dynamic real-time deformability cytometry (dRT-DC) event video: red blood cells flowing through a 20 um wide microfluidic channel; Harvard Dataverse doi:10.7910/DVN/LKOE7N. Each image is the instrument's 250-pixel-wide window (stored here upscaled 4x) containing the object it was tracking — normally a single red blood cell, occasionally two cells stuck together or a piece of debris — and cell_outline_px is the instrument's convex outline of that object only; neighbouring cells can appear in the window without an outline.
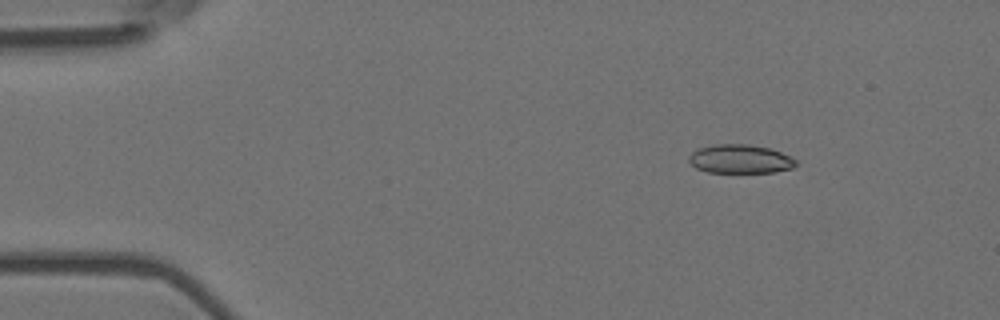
{"species": "Egyptian fruit bat (a non-hibernating species)", "species_latin": "Rousettus aegyptiacus", "temperature_condition": "room temperature", "stored_images_in_passage": 48, "camera_frame_rate_fps": 3000, "um_per_image_px": 0.085, "animal": {"sex": "female"}, "frame": {"image": 1, "passage_image": 1, "time_ms": 0.0, "image_size_px": [1000, 320], "cell_outline_px": [[796, 164], [792, 168], [776, 172], [708, 172], [696, 168], [688, 160], [688, 156], [692, 152], [700, 148], [716, 144], [748, 144], [768, 148], [780, 152], [796, 160]], "centroid_in_image_um": [62.89, 13.52], "position_along_channel_um": 22.1, "area_um2": 17.74}}
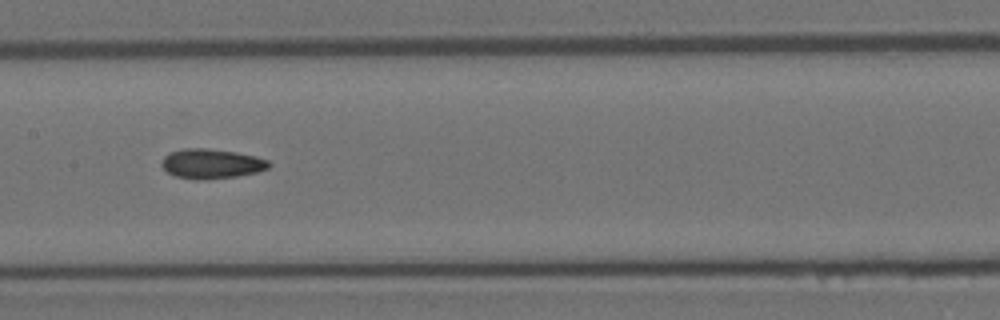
{"frame": {"image": 2, "passage_image": 21, "time_ms": 6.667, "image_size_px": [1000, 320], "cell_outline_px": [[272, 164], [268, 168], [256, 172], [236, 176], [200, 180], [196, 180], [176, 176], [168, 172], [160, 164], [164, 156], [168, 152], [184, 148], [208, 148], [236, 152], [256, 156], [268, 160]], "centroid_in_image_um": [17.96, 13.9], "position_along_channel_um": 189.4, "area_um2": 18.61}}
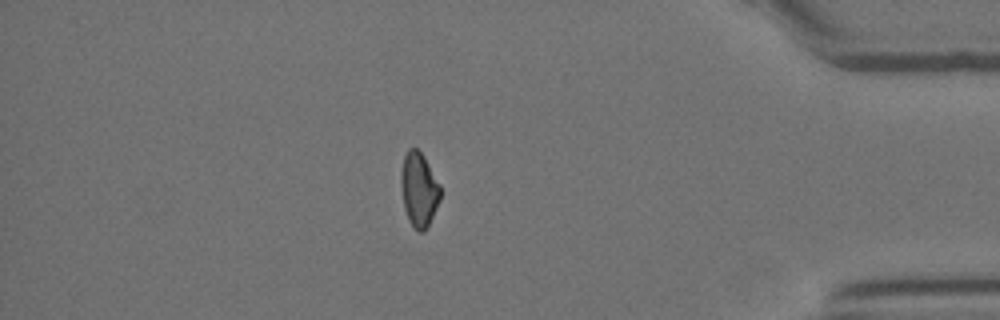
{"frame": {"image": 3, "passage_image": 41, "time_ms": 13.333, "image_size_px": [1000, 320], "cell_outline_px": [[440, 200], [424, 232], [416, 232], [412, 228], [408, 220], [404, 208], [400, 188], [400, 172], [404, 156], [408, 148], [416, 148], [424, 156], [440, 184]], "centroid_in_image_um": [35.58, 16.12], "position_along_channel_um": 399.6, "area_um2": 17.28}, "authors_computed_cell_mechanics": {"area_um2": 17.7446, "velocity_mm_per_s": 3.7066, "shape_relaxation_time_tau1_ms": null, "shape_relaxation_time_tau2_ms": 5.5957, "deformation_change_tau1": null, "deformation_change_tau2": 0.1276}}